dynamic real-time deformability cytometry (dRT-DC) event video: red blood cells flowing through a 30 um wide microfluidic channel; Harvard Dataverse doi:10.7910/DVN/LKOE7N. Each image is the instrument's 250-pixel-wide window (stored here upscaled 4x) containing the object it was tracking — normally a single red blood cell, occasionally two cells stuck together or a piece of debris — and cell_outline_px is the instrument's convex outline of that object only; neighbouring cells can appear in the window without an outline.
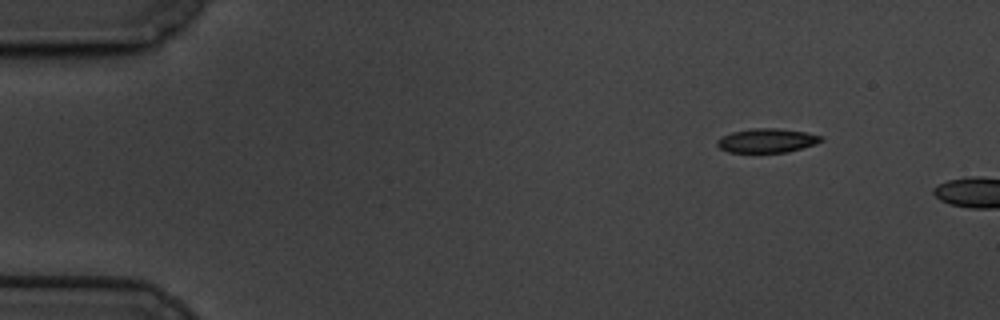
{"species": "common noctule bat (a hibernating species)", "species_latin": "Nyctalus noctula", "temperature_condition": "cold", "stored_images_in_passage": 4, "camera_frame_rate_fps": 3000, "um_per_image_px": 0.085, "animal": {"sex": "male", "body_mass_g": 19.5, "forearm_length_mm": 54.6}, "frame": {"image": 1, "passage_image": 1, "time_ms": 0.0, "image_size_px": [1000, 320], "cell_outline_px": [[824, 140], [816, 144], [788, 152], [728, 152], [720, 148], [716, 144], [716, 140], [732, 132], [752, 128], [780, 128], [804, 132], [824, 136]], "centroid_in_image_um": [65.22, 11.94], "position_along_channel_um": 19.8, "area_um2": 14.62}}